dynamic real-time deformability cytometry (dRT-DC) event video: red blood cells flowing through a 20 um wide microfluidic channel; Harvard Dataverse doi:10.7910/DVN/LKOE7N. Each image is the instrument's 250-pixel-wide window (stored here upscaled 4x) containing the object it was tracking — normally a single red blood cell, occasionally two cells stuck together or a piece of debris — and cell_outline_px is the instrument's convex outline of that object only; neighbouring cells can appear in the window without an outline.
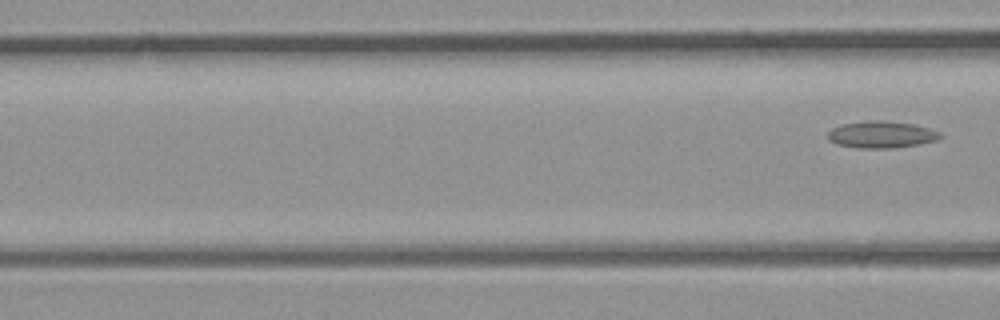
{"species": "common noctule bat (a hibernating species)", "species_latin": "Nyctalus noctula", "temperature_condition": "room temperature", "stored_images_in_passage": 5, "segment_of_instrument_passage": [2, 2], "camera_frame_rate_fps": 3000, "um_per_image_px": 0.085, "animal": {"sex": "male", "body_mass_g": 23.1, "forearm_length_mm": 52.7}, "frame": {"image": 1, "passage_image": 5, "time_ms": 1.333, "image_size_px": [1000, 320], "cell_outline_px": [[944, 136], [936, 140], [920, 144], [892, 148], [860, 148], [836, 144], [828, 140], [828, 132], [832, 128], [840, 124], [868, 120], [880, 120], [916, 124], [940, 132]], "centroid_in_image_um": [74.92, 11.43], "position_along_channel_um": 91.7, "area_um2": 17.74}}